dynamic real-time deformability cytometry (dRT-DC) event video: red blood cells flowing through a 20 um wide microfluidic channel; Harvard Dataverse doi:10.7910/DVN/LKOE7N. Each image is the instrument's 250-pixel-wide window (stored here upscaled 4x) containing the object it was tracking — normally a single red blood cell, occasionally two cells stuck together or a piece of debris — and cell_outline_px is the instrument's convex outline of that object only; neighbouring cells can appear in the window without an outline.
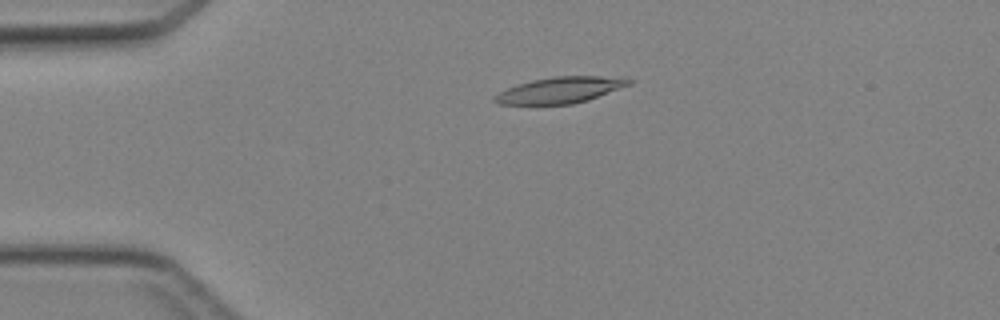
{"species": "Egyptian fruit bat (a non-hibernating species)", "species_latin": "Rousettus aegyptiacus", "temperature_condition": "cold", "stored_images_in_passage": 40, "camera_frame_rate_fps": 3000, "um_per_image_px": 0.085, "animal": {"sex": "female"}, "frame": {"image": 1, "passage_image": 5, "time_ms": 1.333, "image_size_px": [1000, 320], "cell_outline_px": [[632, 84], [588, 100], [572, 104], [500, 104], [492, 100], [492, 96], [516, 84], [532, 80], [556, 76], [628, 76], [632, 80]], "centroid_in_image_um": [47.67, 7.64], "position_along_channel_um": 37.3, "area_um2": 20.63}}
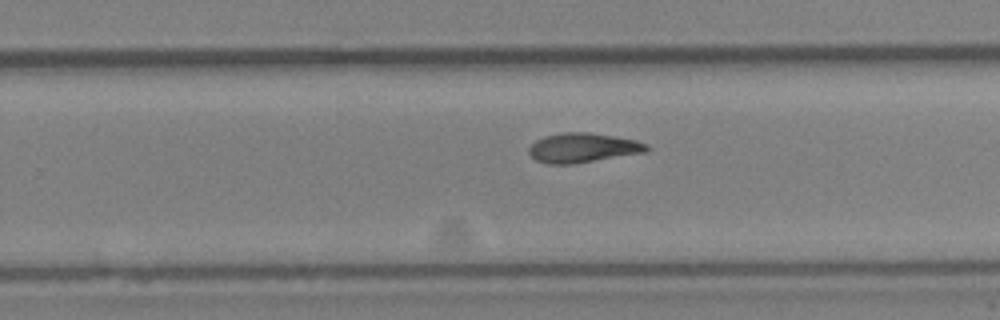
{"frame": {"image": 2, "passage_image": 24, "time_ms": 7.667, "image_size_px": [1000, 320], "cell_outline_px": [[652, 148], [648, 152], [572, 164], [548, 164], [536, 160], [528, 152], [528, 148], [536, 140], [544, 136], [564, 132], [588, 132], [636, 140], [648, 144]], "centroid_in_image_um": [49.57, 12.56], "position_along_channel_um": 280.2, "area_um2": 20.35}}
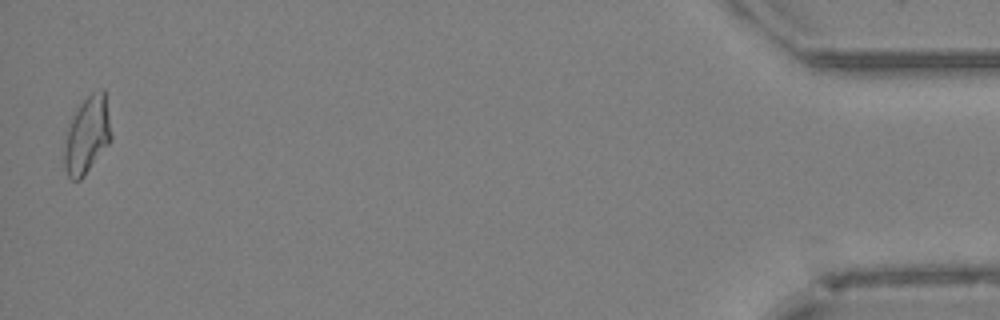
{"frame": {"image": 3, "passage_image": 40, "time_ms": 13.0, "image_size_px": [1000, 320], "cell_outline_px": [[112, 140], [84, 176], [80, 180], [72, 180], [68, 176], [64, 168], [64, 132], [72, 116], [80, 104], [92, 92], [100, 88], [104, 88], [112, 136]], "centroid_in_image_um": [7.38, 11.49], "position_along_channel_um": 427.8, "area_um2": 21.39}}